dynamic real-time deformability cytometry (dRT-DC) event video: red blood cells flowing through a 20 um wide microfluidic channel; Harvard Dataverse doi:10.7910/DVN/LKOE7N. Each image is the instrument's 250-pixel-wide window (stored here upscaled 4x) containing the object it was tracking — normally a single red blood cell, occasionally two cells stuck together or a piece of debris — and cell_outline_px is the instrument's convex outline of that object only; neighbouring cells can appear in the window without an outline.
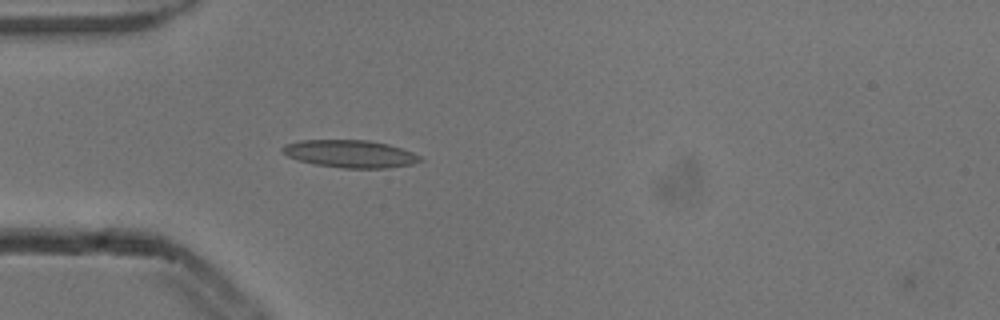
{"species": "common noctule bat (a hibernating species)", "species_latin": "Nyctalus noctula", "temperature_condition": "cold", "stored_images_in_passage": 4, "camera_frame_rate_fps": 3000, "um_per_image_px": 0.085, "animal": {"sex": "male", "body_mass_g": 13.3}, "frame": {"image": 1, "passage_image": 4, "time_ms": 1.0, "image_size_px": [1000, 320], "cell_outline_px": [[424, 160], [412, 164], [388, 168], [344, 168], [316, 164], [300, 160], [288, 156], [280, 152], [280, 148], [284, 144], [300, 140], [368, 140], [388, 144], [412, 152], [420, 156]], "centroid_in_image_um": [29.75, 13.07], "position_along_channel_um": 55.3, "area_um2": 22.08}}